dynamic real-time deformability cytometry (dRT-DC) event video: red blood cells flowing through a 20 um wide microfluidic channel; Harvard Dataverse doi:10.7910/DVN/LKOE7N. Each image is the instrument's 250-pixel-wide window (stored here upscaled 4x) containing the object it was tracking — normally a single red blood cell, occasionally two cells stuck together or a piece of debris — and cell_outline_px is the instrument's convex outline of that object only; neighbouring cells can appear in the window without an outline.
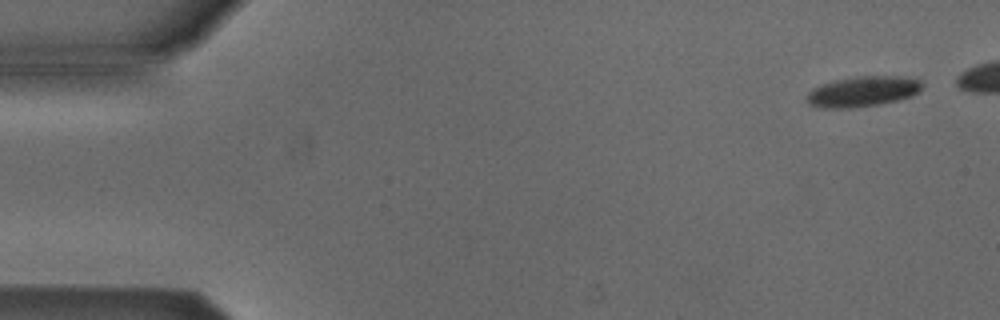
{"species": "Egyptian fruit bat (a non-hibernating species)", "species_latin": "Rousettus aegyptiacus", "temperature_condition": "cold", "stored_images_in_passage": 6, "camera_frame_rate_fps": 3000, "um_per_image_px": 0.085, "animal": {"sex": "male"}, "frame": {"image": 1, "passage_image": 1, "time_ms": 0.0, "image_size_px": [1000, 320], "cell_outline_px": [[924, 84], [912, 96], [896, 100], [876, 104], [852, 108], [816, 108], [808, 104], [804, 100], [808, 92], [812, 88], [836, 80], [864, 76], [896, 76], [920, 80]], "centroid_in_image_um": [73.26, 7.79], "position_along_channel_um": 11.7, "area_um2": 20.23}}